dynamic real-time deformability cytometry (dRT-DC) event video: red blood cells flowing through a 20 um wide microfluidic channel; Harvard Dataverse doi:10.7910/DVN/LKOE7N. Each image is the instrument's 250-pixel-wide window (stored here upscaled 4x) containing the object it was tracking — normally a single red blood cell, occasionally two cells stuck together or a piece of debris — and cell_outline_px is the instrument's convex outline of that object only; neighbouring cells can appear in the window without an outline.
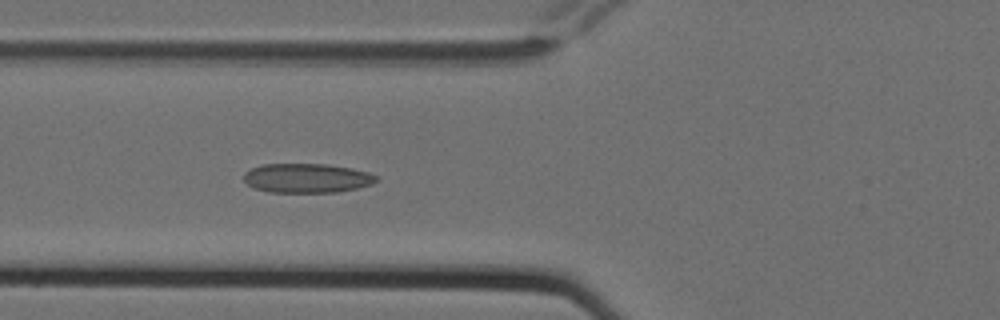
{"species": "Egyptian fruit bat (a non-hibernating species)", "species_latin": "Rousettus aegyptiacus", "temperature_condition": "cold", "stored_images_in_passage": 5, "camera_frame_rate_fps": 3000, "um_per_image_px": 0.085, "animal": {"sex": "female"}, "frame": {"image": 1, "passage_image": 5, "time_ms": 1.333, "image_size_px": [1000, 320], "cell_outline_px": [[380, 176], [372, 184], [356, 188], [336, 192], [268, 192], [252, 188], [244, 180], [244, 172], [252, 168], [264, 164], [324, 164], [352, 168], [368, 172]], "centroid_in_image_um": [26.08, 15.14], "position_along_channel_um": 99.7, "area_um2": 22.66}}